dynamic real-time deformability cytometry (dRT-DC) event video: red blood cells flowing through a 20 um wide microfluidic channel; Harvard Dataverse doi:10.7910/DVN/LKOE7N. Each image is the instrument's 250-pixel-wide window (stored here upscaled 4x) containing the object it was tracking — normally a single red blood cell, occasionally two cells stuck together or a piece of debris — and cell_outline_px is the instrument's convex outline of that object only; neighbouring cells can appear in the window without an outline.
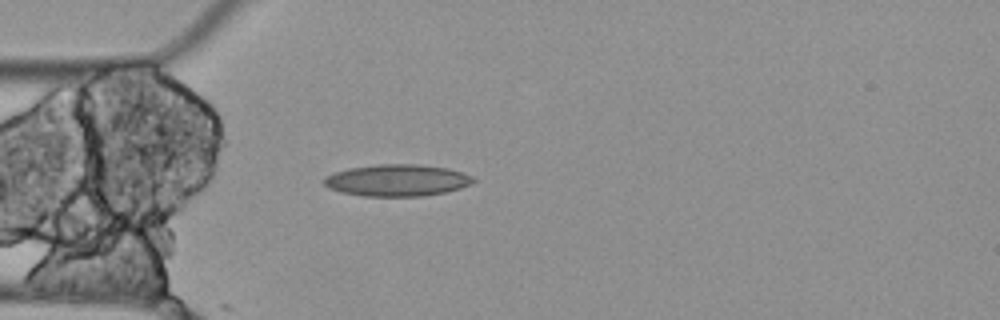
{"species": "Egyptian fruit bat (a non-hibernating species)", "species_latin": "Rousettus aegyptiacus", "temperature_condition": "cold", "stored_images_in_passage": 1, "camera_frame_rate_fps": 3000, "um_per_image_px": 0.085, "animal": {"sex": "female"}, "frame": {"image": 1, "passage_image": 1, "time_ms": 0.0, "image_size_px": [1000, 320], "cell_outline_px": [[476, 180], [460, 188], [444, 192], [424, 196], [364, 196], [340, 192], [328, 188], [320, 180], [324, 176], [332, 172], [348, 168], [376, 164], [420, 164], [448, 168], [472, 176]], "centroid_in_image_um": [33.67, 15.32], "position_along_channel_um": 51.3, "area_um2": 27.86}}